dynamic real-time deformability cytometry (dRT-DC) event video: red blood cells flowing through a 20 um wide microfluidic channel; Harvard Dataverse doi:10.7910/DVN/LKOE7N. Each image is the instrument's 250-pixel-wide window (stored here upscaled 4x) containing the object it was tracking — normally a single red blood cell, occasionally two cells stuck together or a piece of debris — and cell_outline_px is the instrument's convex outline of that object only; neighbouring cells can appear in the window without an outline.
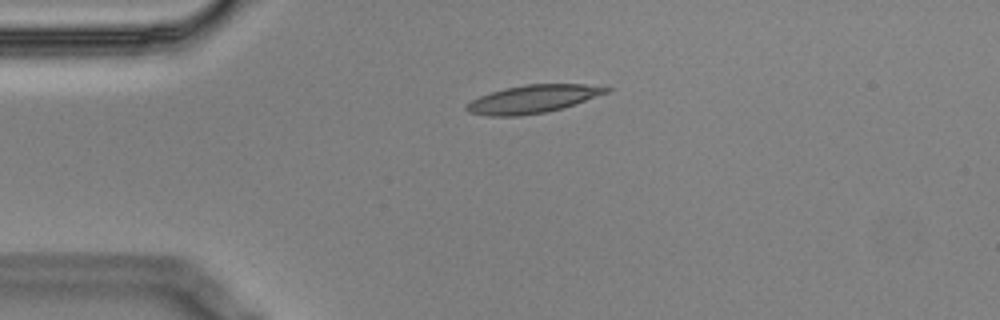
{"species": "Egyptian fruit bat (a non-hibernating species)", "species_latin": "Rousettus aegyptiacus", "temperature_condition": "cold", "stored_images_in_passage": 2, "camera_frame_rate_fps": 3000, "um_per_image_px": 0.085, "animal": {"sex": "male"}, "frame": {"image": 1, "passage_image": 1, "time_ms": 0.0, "image_size_px": [1000, 320], "cell_outline_px": [[612, 88], [608, 92], [560, 108], [544, 112], [520, 116], [488, 116], [468, 112], [464, 108], [472, 100], [480, 96], [504, 88], [524, 84], [584, 84]], "centroid_in_image_um": [45.23, 8.41], "position_along_channel_um": 39.8, "area_um2": 22.37}}